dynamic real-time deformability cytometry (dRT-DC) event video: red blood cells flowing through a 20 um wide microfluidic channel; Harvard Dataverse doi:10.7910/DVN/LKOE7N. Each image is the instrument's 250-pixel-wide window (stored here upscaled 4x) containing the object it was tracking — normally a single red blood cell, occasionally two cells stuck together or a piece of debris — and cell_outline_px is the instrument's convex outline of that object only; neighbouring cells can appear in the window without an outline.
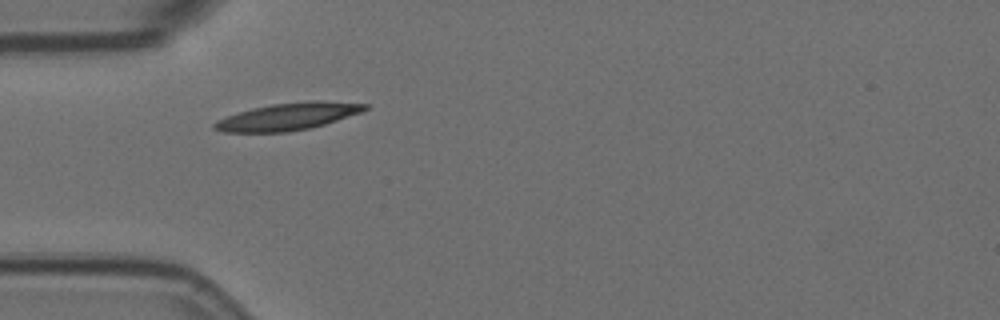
{"species": "Egyptian fruit bat (a non-hibernating species)", "species_latin": "Rousettus aegyptiacus", "temperature_condition": "room temperature", "stored_images_in_passage": 25, "camera_frame_rate_fps": 3000, "um_per_image_px": 0.085, "animal": {"sex": "female"}, "frame": {"image": 1, "passage_image": 1, "time_ms": 0.0, "image_size_px": [1000, 320], "cell_outline_px": [[368, 108], [364, 112], [324, 124], [308, 128], [288, 132], [224, 132], [212, 128], [212, 124], [216, 120], [252, 108], [272, 104], [312, 100], [316, 100], [368, 104]], "centroid_in_image_um": [24.49, 9.9], "position_along_channel_um": 60.5, "area_um2": 23.76}}